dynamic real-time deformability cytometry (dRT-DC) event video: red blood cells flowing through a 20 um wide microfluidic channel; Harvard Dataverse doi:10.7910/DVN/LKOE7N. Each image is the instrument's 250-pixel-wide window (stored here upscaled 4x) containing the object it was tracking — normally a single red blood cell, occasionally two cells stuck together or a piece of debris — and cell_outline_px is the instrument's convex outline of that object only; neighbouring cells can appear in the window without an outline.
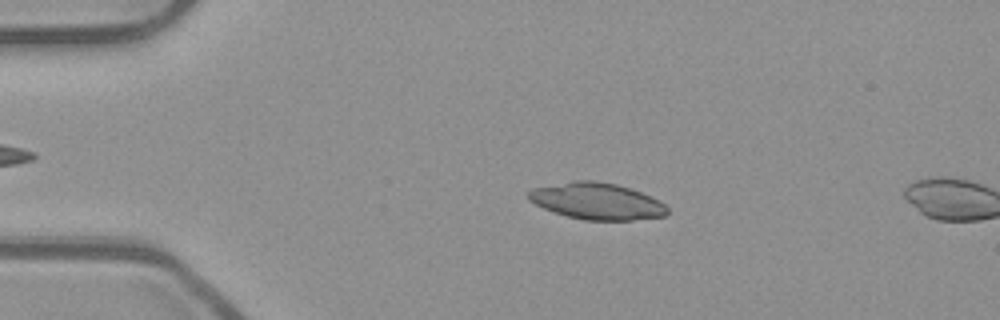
{"species": "common noctule bat (a hibernating species)", "species_latin": "Nyctalus noctula", "temperature_condition": "room temperature", "stored_images_in_passage": 5, "camera_frame_rate_fps": 3000, "um_per_image_px": 0.085, "animal": {"sex": "male", "body_mass_g": 23.1, "forearm_length_mm": 52.7}, "frame": {"image": 1, "passage_image": 3, "time_ms": 0.667, "image_size_px": [1000, 320], "cell_outline_px": [[668, 212], [664, 216], [632, 220], [584, 220], [568, 216], [544, 208], [528, 200], [528, 192], [532, 188], [572, 180], [592, 180], [616, 184], [640, 192], [664, 204], [668, 208]], "centroid_in_image_um": [50.7, 17.09], "position_along_channel_um": 34.3, "area_um2": 29.3}}